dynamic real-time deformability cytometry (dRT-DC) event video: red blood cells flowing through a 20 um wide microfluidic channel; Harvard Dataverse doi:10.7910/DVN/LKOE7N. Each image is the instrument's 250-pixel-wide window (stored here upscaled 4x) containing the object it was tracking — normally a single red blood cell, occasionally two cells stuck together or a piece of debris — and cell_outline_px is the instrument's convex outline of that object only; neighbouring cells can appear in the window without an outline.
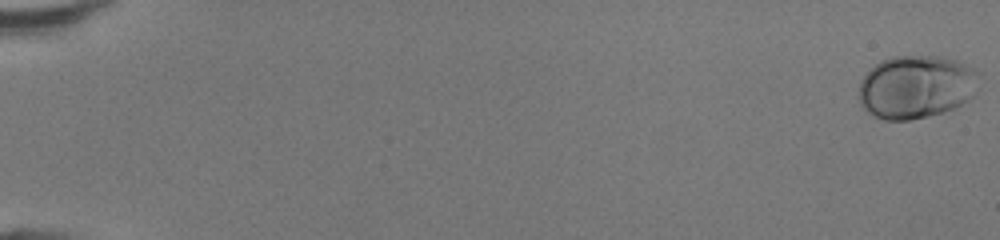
{"species": "human", "species_latin": "Homo sapiens", "temperature_condition": "room temperature", "stored_images_in_passage": 49, "camera_frame_rate_fps": 3000, "um_per_image_px": 0.085, "donor": {"sex": "female"}, "frame": {"image": 1, "passage_image": 1, "time_ms": 0.0, "image_size_px": [1000, 240], "cell_outline_px": [[980, 72], [972, 96], [956, 108], [944, 112], [928, 116], [908, 120], [884, 120], [868, 112], [860, 104], [860, 80], [880, 60], [892, 56], [936, 56], [956, 60]], "centroid_in_image_um": [77.87, 7.38], "position_along_channel_um": 7.1, "area_um2": 44.1}}
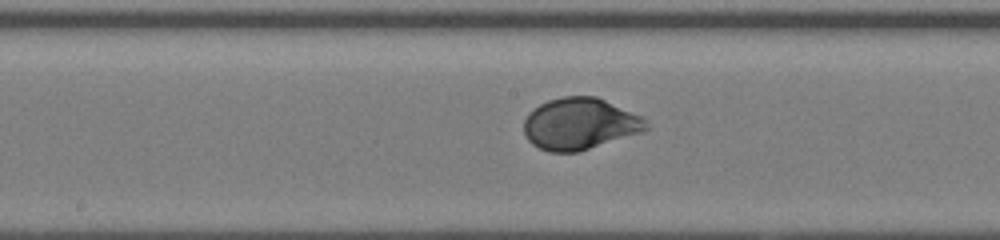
{"frame": {"image": 2, "passage_image": 28, "time_ms": 9.0, "image_size_px": [1000, 240], "cell_outline_px": [[648, 128], [644, 132], [576, 152], [548, 152], [532, 144], [528, 140], [524, 132], [524, 120], [528, 112], [532, 108], [548, 100], [564, 96], [596, 96], [640, 116], [648, 124]], "centroid_in_image_um": [49.25, 10.53], "position_along_channel_um": 199.0, "area_um2": 36.7}}
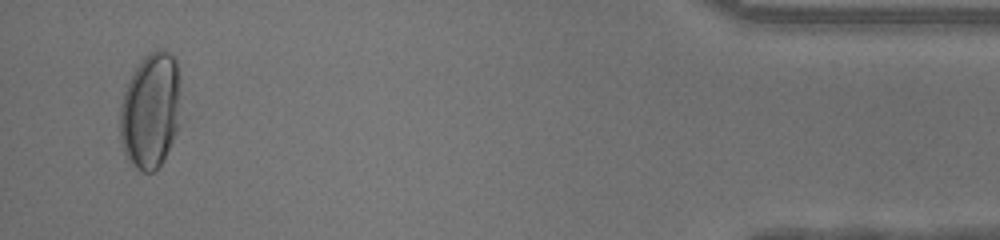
{"frame": {"image": 3, "passage_image": 48, "time_ms": 15.667, "image_size_px": [1000, 240], "cell_outline_px": [[188, 116], [160, 164], [152, 172], [140, 172], [136, 168], [124, 152], [120, 136], [120, 108], [124, 92], [136, 68], [144, 56], [148, 52], [156, 48], [164, 48], [176, 60]], "centroid_in_image_um": [12.93, 9.38], "position_along_channel_um": 422.3, "area_um2": 42.95}, "authors_computed_cell_mechanics": {"area_um2": 36.9342, "velocity_mm_per_s": 4.3148, "shape_relaxation_time_tau1_ms": 3.9386, "shape_relaxation_time_tau2_ms": null, "deformation_change_tau1": 0.1887, "deformation_change_tau2": null}}